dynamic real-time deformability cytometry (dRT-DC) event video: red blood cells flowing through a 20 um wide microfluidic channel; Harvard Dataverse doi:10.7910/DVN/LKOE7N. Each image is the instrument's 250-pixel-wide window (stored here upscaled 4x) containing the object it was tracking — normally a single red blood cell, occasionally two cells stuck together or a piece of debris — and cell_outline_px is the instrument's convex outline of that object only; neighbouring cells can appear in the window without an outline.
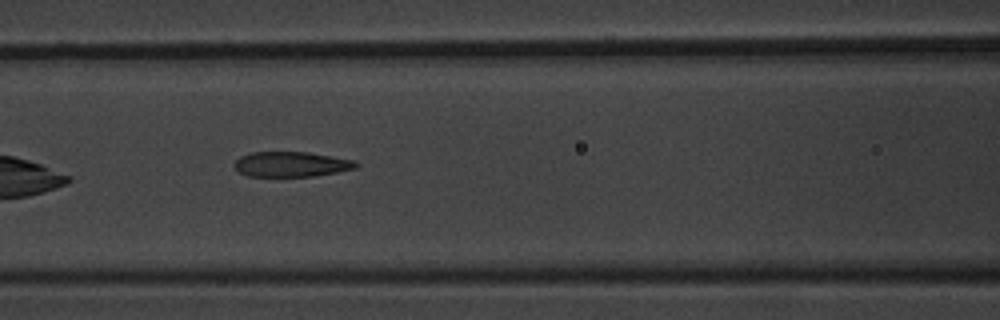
{"species": "common noctule bat (a hibernating species)", "species_latin": "Nyctalus noctula", "temperature_condition": "warm", "stored_images_in_passage": 10, "segment_of_instrument_passage": [1, 2], "camera_frame_rate_fps": 3000, "um_per_image_px": 0.085, "animal": {"sex": "male", "body_mass_g": 20.1, "forearm_length_mm": 53.5}, "frame": {"image": 1, "passage_image": 6, "time_ms": 6.0, "image_size_px": [1000, 320], "cell_outline_px": [[360, 164], [356, 168], [336, 172], [312, 176], [248, 176], [240, 172], [232, 164], [240, 156], [248, 152], [308, 152], [356, 160]], "centroid_in_image_um": [24.76, 13.95], "position_along_channel_um": 141.8, "area_um2": 17.86}}
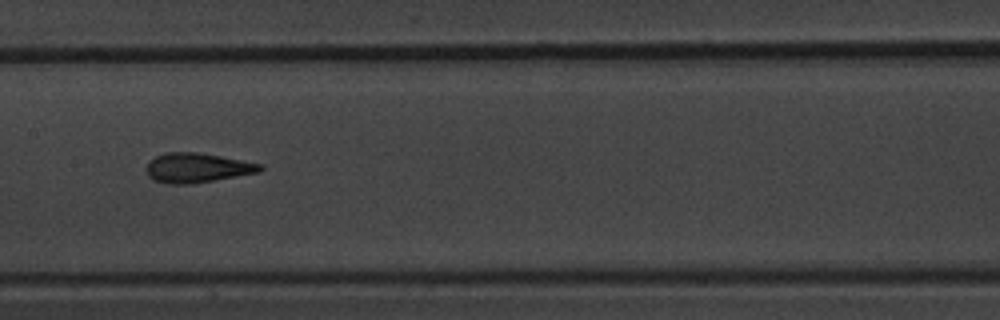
{"frame": {"image": 2, "passage_image": 7, "time_ms": 7.333, "image_size_px": [1000, 320], "cell_outline_px": [[264, 168], [260, 172], [188, 184], [168, 184], [156, 180], [148, 176], [148, 160], [164, 152], [200, 152], [264, 164]], "centroid_in_image_um": [16.78, 14.24], "position_along_channel_um": 190.6, "area_um2": 19.54}}
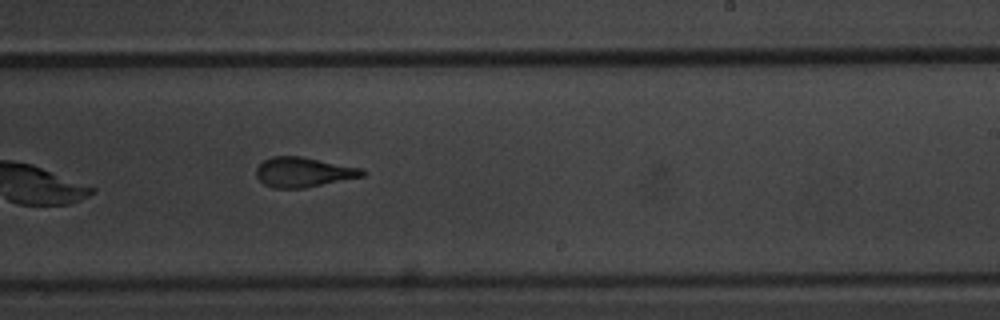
{"frame": {"image": 3, "passage_image": 9, "time_ms": 9.333, "image_size_px": [1000, 320], "cell_outline_px": [[368, 172], [364, 176], [304, 188], [272, 188], [264, 184], [256, 176], [256, 168], [264, 160], [272, 156], [300, 156], [364, 168]], "centroid_in_image_um": [25.82, 14.63], "position_along_channel_um": 263.2, "area_um2": 18.55}}